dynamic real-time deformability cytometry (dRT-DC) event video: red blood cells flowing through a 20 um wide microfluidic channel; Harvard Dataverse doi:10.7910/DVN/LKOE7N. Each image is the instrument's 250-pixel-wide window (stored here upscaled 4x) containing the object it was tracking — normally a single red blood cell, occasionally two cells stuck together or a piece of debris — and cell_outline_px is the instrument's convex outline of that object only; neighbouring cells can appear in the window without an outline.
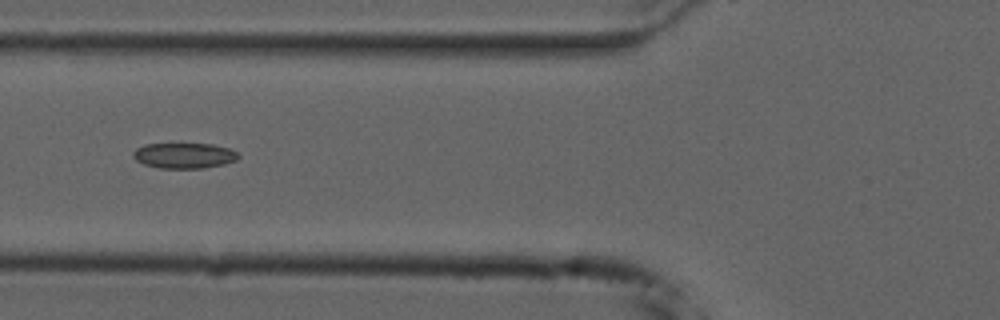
{"species": "common noctule bat (a hibernating species)", "species_latin": "Nyctalus noctula", "temperature_condition": "cold", "stored_images_in_passage": 40, "camera_frame_rate_fps": 3000, "um_per_image_px": 0.085, "animal": {"sex": "male", "forearm_length_mm": 52.5}, "frame": {"image": 1, "passage_image": 6, "time_ms": 1.667, "image_size_px": [1000, 320], "cell_outline_px": [[240, 156], [236, 160], [224, 164], [204, 168], [160, 168], [144, 164], [136, 160], [132, 156], [132, 152], [136, 148], [144, 144], [212, 144], [228, 148], [236, 152]], "centroid_in_image_um": [15.63, 13.22], "position_along_channel_um": 110.2, "area_um2": 15.61}}
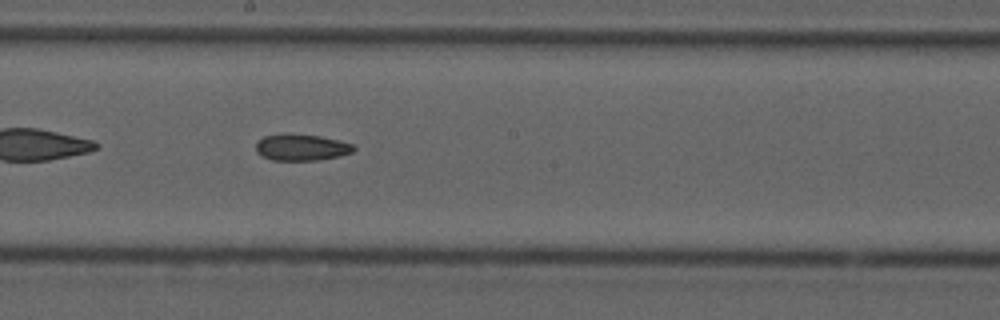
{"frame": {"image": 2, "passage_image": 15, "time_ms": 4.667, "image_size_px": [1000, 320], "cell_outline_px": [[356, 148], [352, 152], [340, 156], [316, 160], [272, 160], [256, 152], [256, 144], [264, 136], [280, 132], [288, 132], [320, 136], [352, 144]], "centroid_in_image_um": [25.59, 12.5], "position_along_channel_um": 222.6, "area_um2": 15.2}}
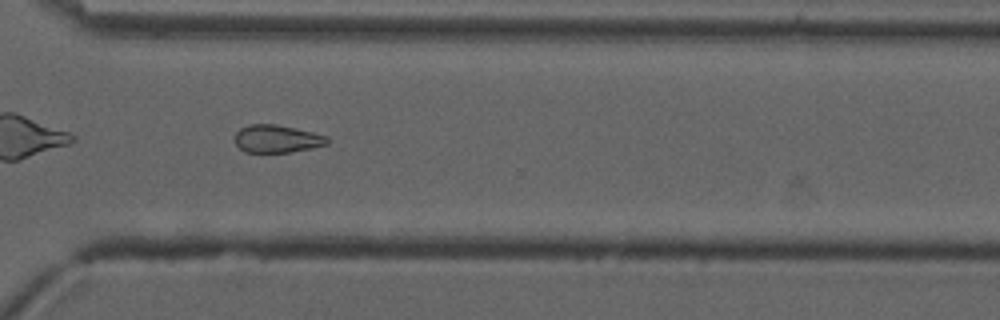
{"frame": {"image": 3, "passage_image": 25, "time_ms": 8.0, "image_size_px": [1000, 320], "cell_outline_px": [[332, 140], [328, 144], [312, 148], [288, 152], [244, 152], [236, 144], [236, 132], [240, 128], [248, 124], [276, 124], [312, 132], [328, 136]], "centroid_in_image_um": [23.57, 11.79], "position_along_channel_um": 347.0, "area_um2": 14.97}}